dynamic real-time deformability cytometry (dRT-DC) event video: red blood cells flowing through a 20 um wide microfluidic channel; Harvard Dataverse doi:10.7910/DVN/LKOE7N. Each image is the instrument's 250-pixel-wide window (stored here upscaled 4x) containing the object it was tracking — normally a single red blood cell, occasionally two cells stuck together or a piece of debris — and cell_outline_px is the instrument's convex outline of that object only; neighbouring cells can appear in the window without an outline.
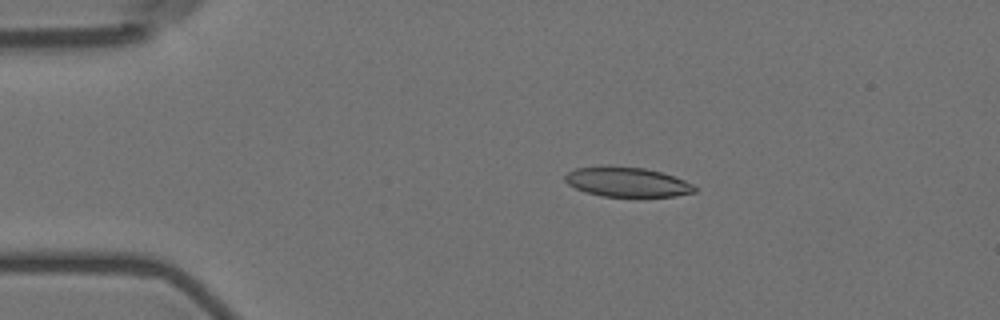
{"species": "Egyptian fruit bat (a non-hibernating species)", "species_latin": "Rousettus aegyptiacus", "temperature_condition": "room temperature", "stored_images_in_passage": 10, "camera_frame_rate_fps": 3000, "um_per_image_px": 0.085, "animal": {"sex": "female"}, "frame": {"image": 1, "passage_image": 3, "time_ms": 2.333, "image_size_px": [1000, 320], "cell_outline_px": [[696, 192], [676, 196], [600, 196], [576, 188], [568, 184], [564, 180], [564, 176], [568, 172], [576, 168], [644, 168], [660, 172], [684, 180], [692, 184], [696, 188]], "centroid_in_image_um": [53.33, 15.5], "position_along_channel_um": 31.7, "area_um2": 21.5}}
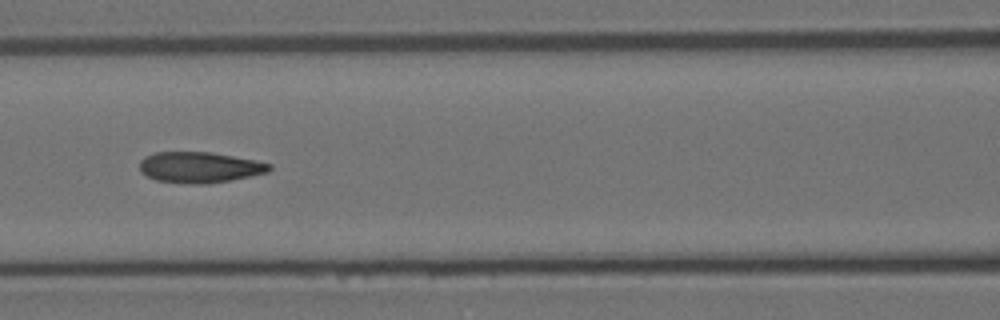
{"frame": {"image": 2, "passage_image": 7, "time_ms": 7.0, "image_size_px": [1000, 320], "cell_outline_px": [[272, 168], [268, 172], [232, 180], [208, 184], [200, 184], [156, 180], [140, 172], [140, 160], [144, 156], [156, 152], [212, 152], [256, 160], [272, 164]], "centroid_in_image_um": [16.99, 14.21], "position_along_channel_um": 149.6, "area_um2": 23.35}}
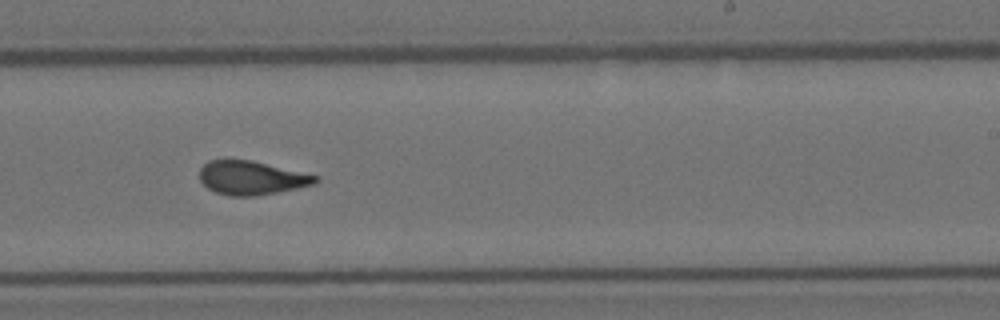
{"frame": {"image": 3, "passage_image": 10, "time_ms": 10.333, "image_size_px": [1000, 320], "cell_outline_px": [[320, 180], [316, 184], [256, 196], [228, 196], [216, 192], [208, 188], [200, 180], [200, 168], [208, 160], [224, 156], [252, 160], [320, 176]], "centroid_in_image_um": [21.35, 15.07], "position_along_channel_um": 267.7, "area_um2": 23.47}}